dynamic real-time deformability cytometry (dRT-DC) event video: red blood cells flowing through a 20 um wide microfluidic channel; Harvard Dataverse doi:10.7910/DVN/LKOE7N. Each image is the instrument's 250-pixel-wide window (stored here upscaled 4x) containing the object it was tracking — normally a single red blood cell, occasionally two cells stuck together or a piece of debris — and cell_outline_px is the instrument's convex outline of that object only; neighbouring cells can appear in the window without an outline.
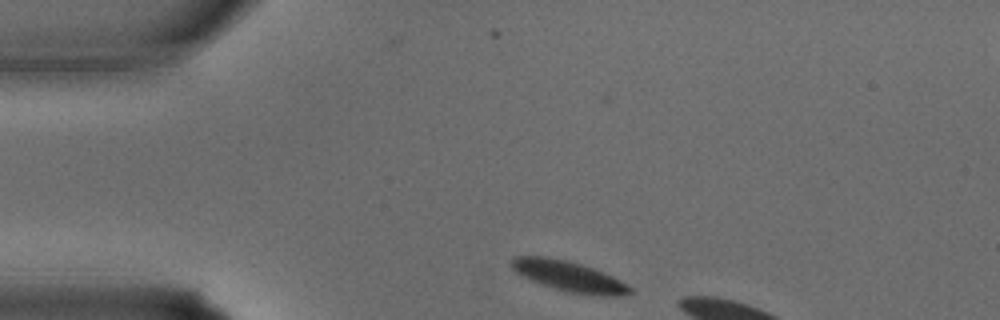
{"species": "common noctule bat (a hibernating species)", "species_latin": "Nyctalus noctula", "temperature_condition": "warm", "stored_images_in_passage": 4, "camera_frame_rate_fps": 3000, "um_per_image_px": 0.085, "animal": {"sex": "male", "body_mass_g": 15.6}, "frame": {"image": 1, "passage_image": 1, "time_ms": 0.0, "image_size_px": [1000, 320], "cell_outline_px": [[636, 292], [628, 296], [600, 296], [572, 292], [556, 288], [532, 280], [516, 272], [508, 264], [512, 256], [548, 256], [568, 260], [604, 272], [628, 284]], "centroid_in_image_um": [48.41, 23.47], "position_along_channel_um": 36.6, "area_um2": 21.1}}